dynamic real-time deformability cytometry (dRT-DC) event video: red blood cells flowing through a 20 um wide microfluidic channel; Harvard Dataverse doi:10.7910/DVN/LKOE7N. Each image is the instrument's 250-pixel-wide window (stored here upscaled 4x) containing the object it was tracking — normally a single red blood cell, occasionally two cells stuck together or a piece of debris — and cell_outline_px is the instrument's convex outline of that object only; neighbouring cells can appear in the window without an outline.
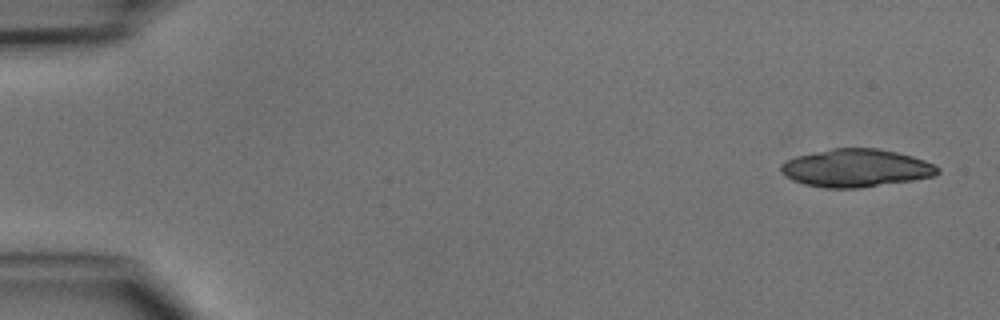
{"species": "common noctule bat (a hibernating species)", "species_latin": "Nyctalus noctula", "temperature_condition": "cold", "stored_images_in_passage": 6, "camera_frame_rate_fps": 3000, "um_per_image_px": 0.085, "animal": {"sex": "male", "body_mass_g": 15.6}, "frame": {"image": 1, "passage_image": 1, "time_ms": 0.0, "image_size_px": [1000, 320], "cell_outline_px": [[940, 172], [936, 176], [912, 180], [856, 188], [824, 188], [804, 184], [792, 180], [784, 176], [780, 172], [780, 164], [784, 160], [796, 156], [832, 148], [876, 148], [896, 152], [912, 156], [936, 164], [940, 168]], "centroid_in_image_um": [72.74, 14.28], "position_along_channel_um": 12.3, "area_um2": 34.8}}
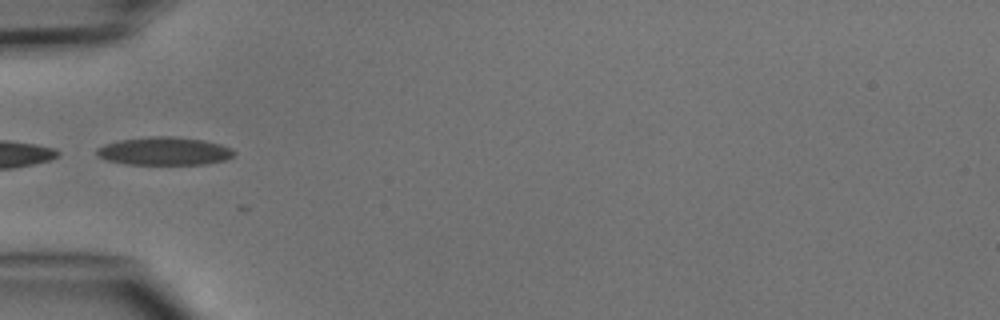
{"frame": {"image": 2, "passage_image": 5, "time_ms": 4.667, "image_size_px": [1000, 320], "cell_outline_px": [[236, 152], [232, 156], [224, 160], [204, 164], [124, 164], [104, 160], [96, 156], [96, 148], [104, 144], [120, 140], [148, 136], [172, 136], [204, 140], [220, 144], [232, 148]], "centroid_in_image_um": [13.92, 12.84], "position_along_channel_um": 71.1, "area_um2": 22.66}}